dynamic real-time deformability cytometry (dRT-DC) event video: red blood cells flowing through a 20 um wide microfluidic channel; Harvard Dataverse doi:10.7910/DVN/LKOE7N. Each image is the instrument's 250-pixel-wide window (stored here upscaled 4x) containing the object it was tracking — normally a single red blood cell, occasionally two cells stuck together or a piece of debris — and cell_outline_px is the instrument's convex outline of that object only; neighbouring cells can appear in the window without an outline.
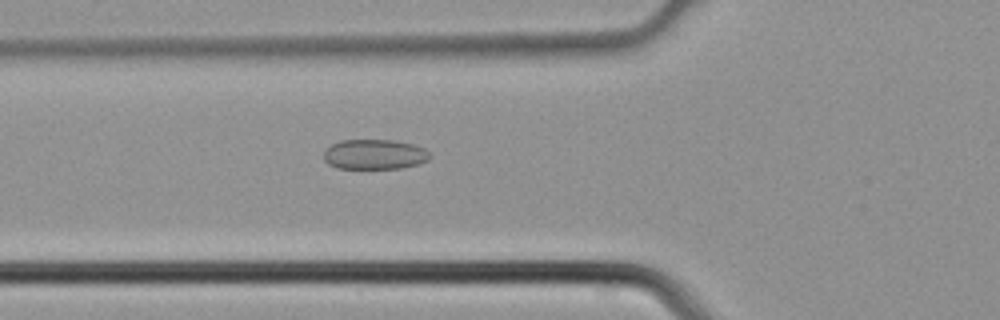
{"species": "common noctule bat (a hibernating species)", "species_latin": "Nyctalus noctula", "temperature_condition": "cold", "stored_images_in_passage": 5, "camera_frame_rate_fps": 3000, "um_per_image_px": 0.085, "animal": {"sex": "male", "body_mass_g": 21.5, "forearm_length_mm": 52.0}, "frame": {"image": 1, "passage_image": 5, "time_ms": 1.333, "image_size_px": [1000, 320], "cell_outline_px": [[432, 156], [428, 160], [420, 164], [400, 168], [336, 168], [328, 164], [324, 160], [324, 152], [332, 144], [340, 140], [396, 140], [412, 144], [424, 148]], "centroid_in_image_um": [31.85, 13.12], "position_along_channel_um": 93.9, "area_um2": 18.61}}